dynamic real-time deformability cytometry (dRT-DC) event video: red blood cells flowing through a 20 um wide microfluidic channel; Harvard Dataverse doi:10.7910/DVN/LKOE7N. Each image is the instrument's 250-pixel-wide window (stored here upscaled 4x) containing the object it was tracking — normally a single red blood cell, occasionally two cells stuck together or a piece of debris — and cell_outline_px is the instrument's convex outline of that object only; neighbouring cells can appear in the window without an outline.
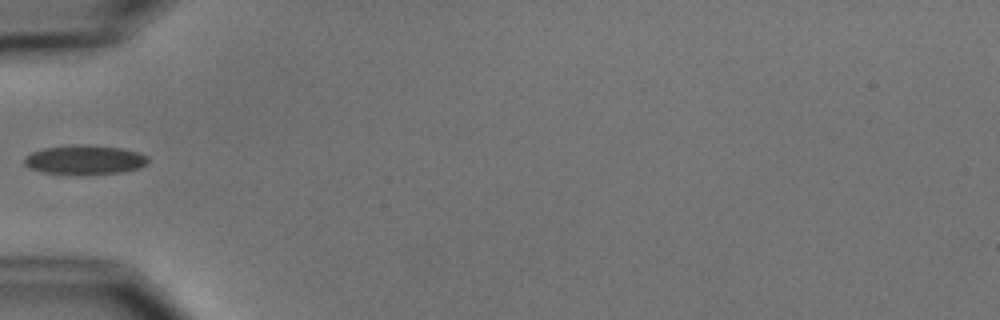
{"species": "common noctule bat (a hibernating species)", "species_latin": "Nyctalus noctula", "temperature_condition": "cold", "stored_images_in_passage": 6, "camera_frame_rate_fps": 3000, "um_per_image_px": 0.085, "animal": {"sex": "male", "body_mass_g": 15.6}, "frame": {"image": 1, "passage_image": 5, "time_ms": 5.667, "image_size_px": [1000, 320], "cell_outline_px": [[148, 164], [140, 168], [120, 172], [44, 172], [32, 168], [24, 164], [24, 160], [32, 152], [44, 148], [80, 144], [88, 144], [120, 148], [140, 152], [148, 156]], "centroid_in_image_um": [7.28, 13.53], "position_along_channel_um": 77.7, "area_um2": 20.29}}